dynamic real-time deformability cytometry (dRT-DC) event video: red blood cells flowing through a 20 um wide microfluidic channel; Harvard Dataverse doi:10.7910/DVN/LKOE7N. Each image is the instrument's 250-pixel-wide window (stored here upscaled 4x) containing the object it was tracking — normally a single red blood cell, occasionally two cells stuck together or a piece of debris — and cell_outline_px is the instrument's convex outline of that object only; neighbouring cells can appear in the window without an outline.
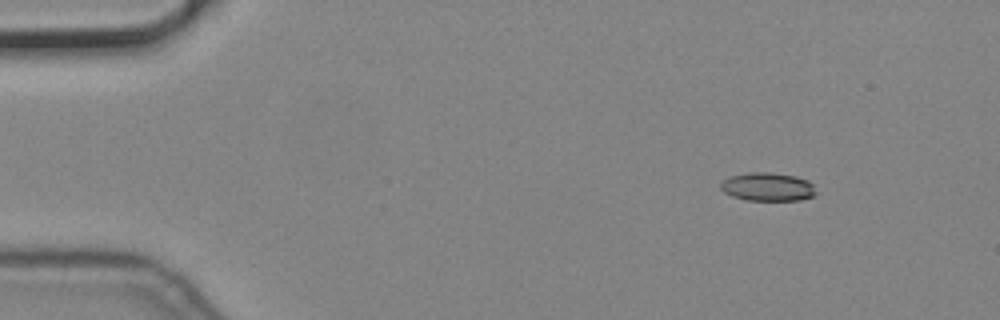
{"species": "common noctule bat (a hibernating species)", "species_latin": "Nyctalus noctula", "temperature_condition": "cold", "stored_images_in_passage": 4, "camera_frame_rate_fps": 3000, "um_per_image_px": 0.085, "animal": {"sex": "male", "body_mass_g": 19.2, "forearm_length_mm": 51.8}, "frame": {"image": 1, "passage_image": 1, "time_ms": 0.0, "image_size_px": [1000, 320], "cell_outline_px": [[816, 192], [812, 196], [800, 200], [744, 200], [732, 196], [724, 192], [720, 188], [720, 184], [728, 176], [748, 172], [772, 172], [796, 176], [808, 180], [812, 184]], "centroid_in_image_um": [65.23, 15.87], "position_along_channel_um": 19.8, "area_um2": 15.9}}
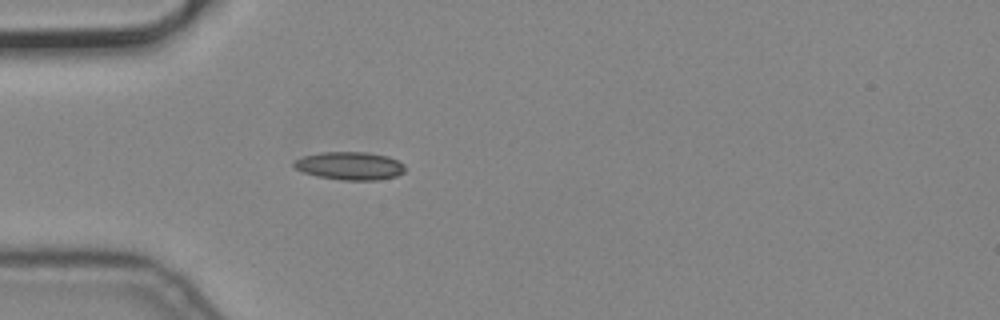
{"frame": {"image": 2, "passage_image": 4, "time_ms": 1.0, "image_size_px": [1000, 320], "cell_outline_px": [[404, 172], [396, 176], [376, 180], [344, 180], [320, 176], [304, 172], [296, 168], [292, 164], [292, 160], [304, 156], [320, 152], [368, 152], [388, 156], [400, 160], [404, 164]], "centroid_in_image_um": [29.76, 14.08], "position_along_channel_um": 55.2, "area_um2": 18.15}}